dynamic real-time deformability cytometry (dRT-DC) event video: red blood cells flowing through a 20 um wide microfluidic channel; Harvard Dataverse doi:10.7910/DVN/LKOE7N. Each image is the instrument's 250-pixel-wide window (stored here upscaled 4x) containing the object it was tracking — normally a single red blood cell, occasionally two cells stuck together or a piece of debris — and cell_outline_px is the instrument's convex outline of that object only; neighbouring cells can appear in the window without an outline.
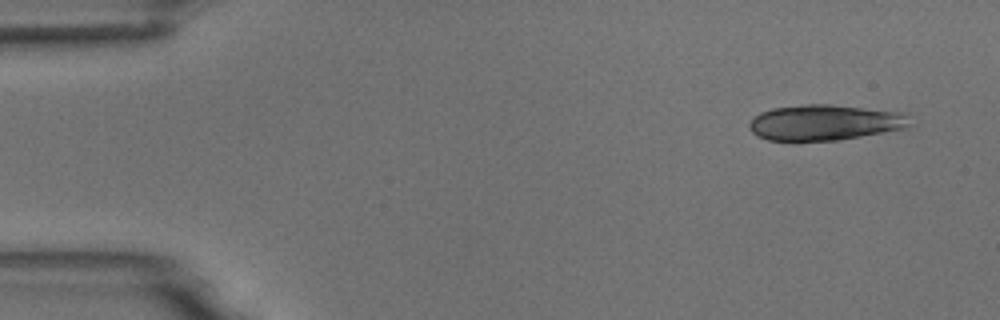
{"species": "common noctule bat (a hibernating species)", "species_latin": "Nyctalus noctula", "temperature_condition": "room temperature", "stored_images_in_passage": 9, "camera_frame_rate_fps": 3000, "um_per_image_px": 0.085, "animal": {"sex": "male", "body_mass_g": 18.8}, "frame": {"image": 1, "passage_image": 1, "time_ms": 0.0, "image_size_px": [1000, 320], "cell_outline_px": [[912, 124], [908, 128], [836, 140], [768, 140], [756, 136], [748, 128], [748, 124], [760, 112], [772, 108], [804, 104], [832, 104], [900, 112]], "centroid_in_image_um": [70.06, 10.41], "position_along_channel_um": 14.9, "area_um2": 33.12}}
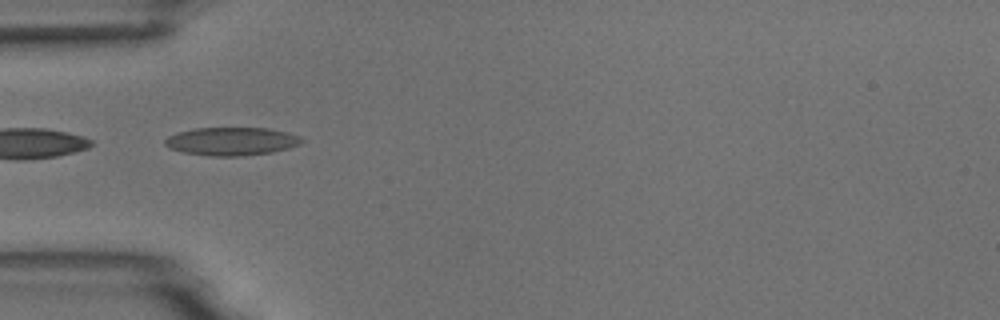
{"frame": {"image": 2, "passage_image": 4, "time_ms": 4.333, "image_size_px": [1000, 320], "cell_outline_px": [[304, 140], [300, 144], [288, 148], [272, 152], [244, 156], [208, 156], [184, 152], [168, 148], [164, 144], [164, 140], [168, 136], [176, 132], [196, 128], [268, 128], [288, 132], [300, 136]], "centroid_in_image_um": [19.67, 12.01], "position_along_channel_um": 65.3, "area_um2": 22.6}}
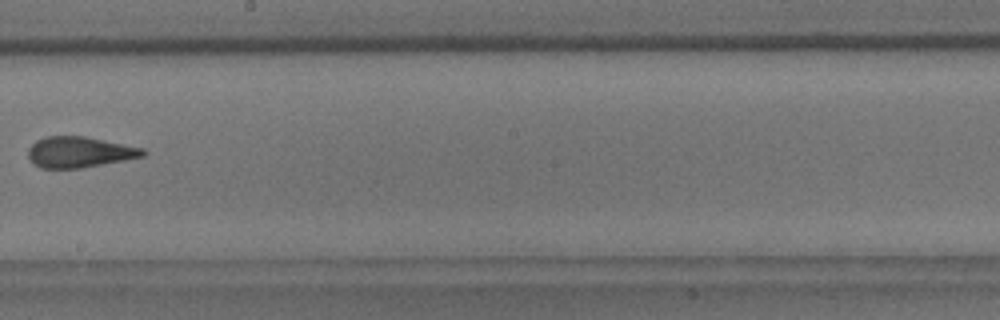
{"frame": {"image": 3, "passage_image": 8, "time_ms": 9.0, "image_size_px": [1000, 320], "cell_outline_px": [[148, 152], [144, 156], [124, 160], [80, 168], [40, 168], [28, 156], [28, 148], [36, 140], [44, 136], [84, 136], [144, 148]], "centroid_in_image_um": [6.76, 12.92], "position_along_channel_um": 241.4, "area_um2": 20.52}}